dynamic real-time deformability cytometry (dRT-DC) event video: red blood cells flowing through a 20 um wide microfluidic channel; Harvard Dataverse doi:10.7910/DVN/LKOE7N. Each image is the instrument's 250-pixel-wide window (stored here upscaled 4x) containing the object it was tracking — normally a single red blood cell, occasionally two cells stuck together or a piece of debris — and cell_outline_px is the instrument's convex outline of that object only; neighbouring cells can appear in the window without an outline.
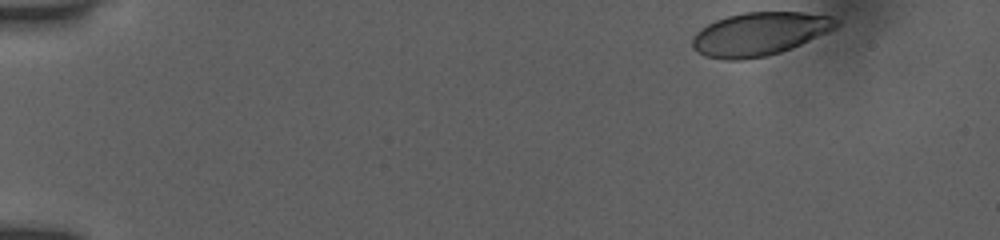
{"species": "human", "species_latin": "Homo sapiens", "temperature_condition": "room temperature", "stored_images_in_passage": 43, "camera_frame_rate_fps": 3000, "um_per_image_px": 0.085, "donor": {"sex": "female"}, "frame": {"image": 1, "passage_image": 1, "time_ms": 0.0, "image_size_px": [1000, 240], "cell_outline_px": [[840, 24], [836, 28], [828, 32], [800, 44], [780, 52], [768, 56], [740, 60], [724, 60], [704, 56], [696, 52], [692, 48], [692, 36], [700, 28], [716, 20], [728, 16], [744, 12], [804, 12], [832, 16], [840, 20]], "centroid_in_image_um": [64.54, 2.88], "position_along_channel_um": 20.5, "area_um2": 36.53}}
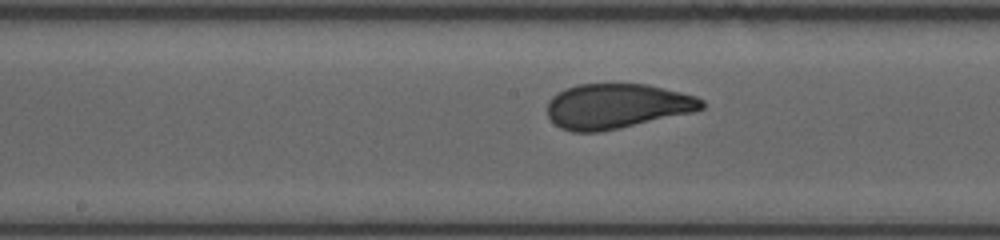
{"frame": {"image": 2, "passage_image": 24, "time_ms": 7.667, "image_size_px": [1000, 240], "cell_outline_px": [[704, 108], [696, 112], [620, 128], [600, 132], [572, 132], [560, 128], [548, 116], [548, 100], [552, 96], [564, 88], [576, 84], [648, 84], [696, 96], [704, 100]], "centroid_in_image_um": [52.45, 9.02], "position_along_channel_um": 195.8, "area_um2": 40.75}}
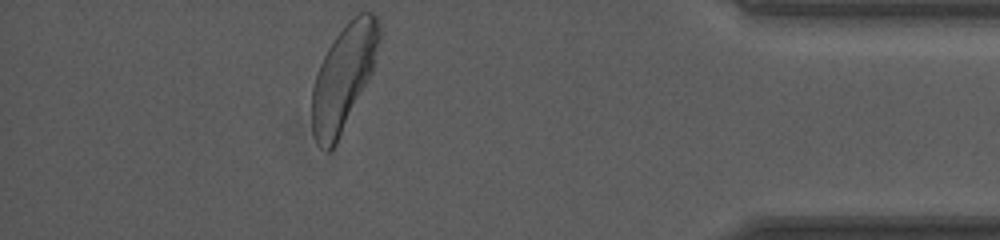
{"frame": {"image": 3, "passage_image": 43, "time_ms": 14.0, "image_size_px": [1000, 240], "cell_outline_px": [[380, 40], [372, 72], [336, 144], [328, 152], [316, 144], [312, 132], [312, 88], [320, 64], [328, 48], [336, 36], [348, 20], [360, 12], [372, 12], [380, 20]], "centroid_in_image_um": [29.2, 6.56], "position_along_channel_um": 406.0, "area_um2": 40.86}, "authors_computed_cell_mechanics": {"area_um2": 40.749, "velocity_mm_per_s": 3.9028, "shape_relaxation_time_tau1_ms": 3.1952, "shape_relaxation_time_tau2_ms": null, "deformation_change_tau1": 0.1372, "deformation_change_tau2": null}}